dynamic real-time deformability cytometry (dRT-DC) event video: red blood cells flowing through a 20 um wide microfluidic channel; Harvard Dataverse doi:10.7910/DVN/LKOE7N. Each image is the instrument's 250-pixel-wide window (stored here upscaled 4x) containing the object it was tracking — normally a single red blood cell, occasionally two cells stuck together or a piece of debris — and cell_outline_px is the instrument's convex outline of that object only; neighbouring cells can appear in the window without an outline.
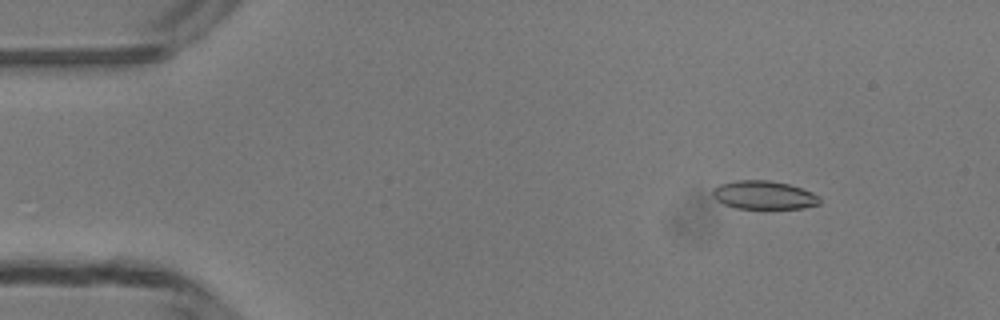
{"species": "common noctule bat (a hibernating species)", "species_latin": "Nyctalus noctula", "temperature_condition": "room temperature", "stored_images_in_passage": 49, "camera_frame_rate_fps": 3000, "um_per_image_px": 0.085, "animal": {"sex": "male", "body_mass_g": 13.3}, "frame": {"image": 1, "passage_image": 6, "time_ms": 1.667, "image_size_px": [1000, 320], "cell_outline_px": [[820, 204], [804, 208], [736, 208], [724, 204], [716, 200], [712, 196], [712, 188], [720, 184], [736, 180], [768, 180], [788, 184], [812, 192], [820, 196]], "centroid_in_image_um": [64.91, 16.58], "position_along_channel_um": 20.1, "area_um2": 17.74}}
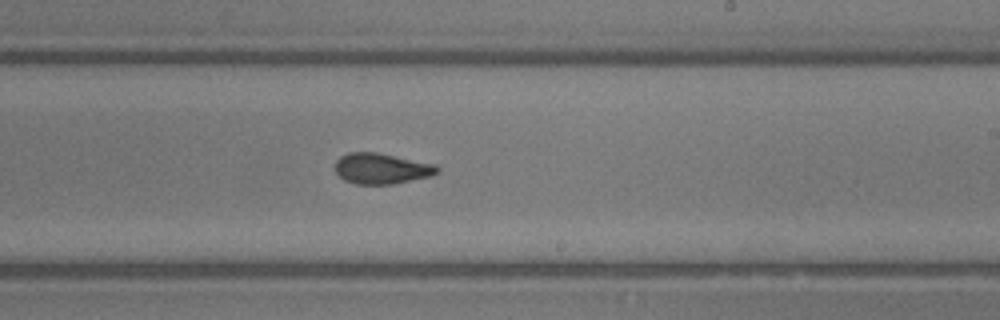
{"frame": {"image": 2, "passage_image": 29, "time_ms": 9.333, "image_size_px": [1000, 320], "cell_outline_px": [[440, 172], [432, 176], [392, 184], [356, 184], [344, 180], [336, 172], [336, 160], [340, 156], [348, 152], [376, 152], [436, 164], [440, 168]], "centroid_in_image_um": [32.46, 14.32], "position_along_channel_um": 256.5, "area_um2": 18.38}}
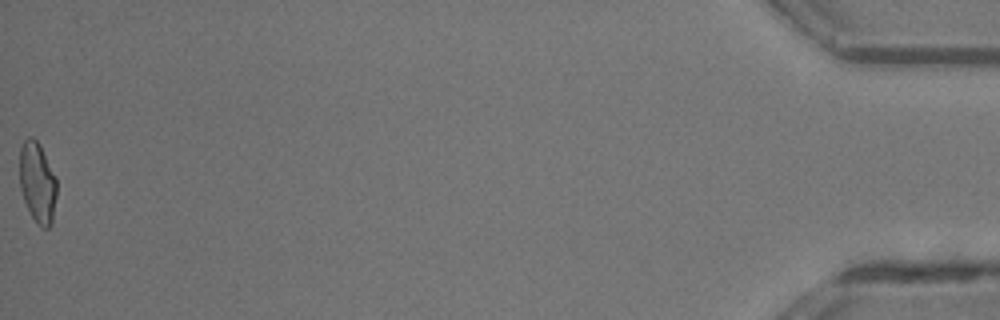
{"frame": {"image": 3, "passage_image": 49, "time_ms": 16.0, "image_size_px": [1000, 320], "cell_outline_px": [[56, 196], [52, 224], [48, 228], [44, 228], [36, 224], [24, 200], [20, 188], [20, 148], [24, 140], [28, 136], [32, 136], [40, 144], [56, 176]], "centroid_in_image_um": [3.19, 15.5], "position_along_channel_um": 432.0, "area_um2": 17.57}, "authors_computed_cell_mechanics": {"area_um2": 18.3226, "velocity_mm_per_s": 4.2351, "shape_relaxation_time_tau1_ms": 6.7976, "shape_relaxation_time_tau2_ms": 1.7206, "deformation_change_tau1": 0.1646, "deformation_change_tau2": 0.0931}}